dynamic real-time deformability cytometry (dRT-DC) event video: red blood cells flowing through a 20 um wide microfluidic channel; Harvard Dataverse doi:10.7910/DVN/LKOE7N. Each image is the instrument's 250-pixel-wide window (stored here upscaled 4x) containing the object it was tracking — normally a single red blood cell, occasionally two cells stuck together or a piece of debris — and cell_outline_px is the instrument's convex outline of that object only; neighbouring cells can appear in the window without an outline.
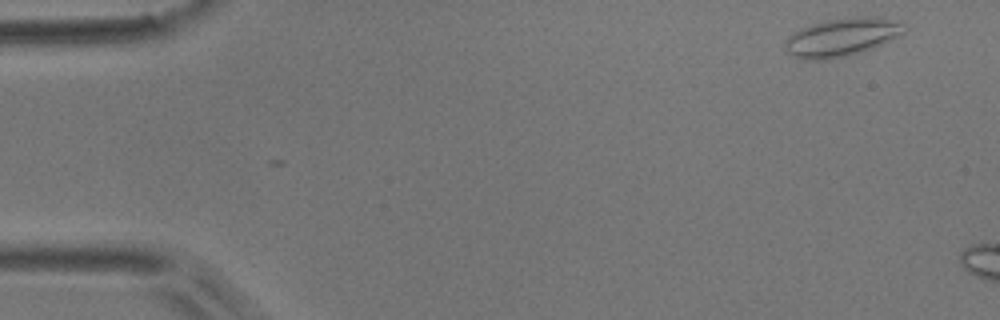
{"species": "common noctule bat (a hibernating species)", "species_latin": "Nyctalus noctula", "temperature_condition": "room temperature", "stored_images_in_passage": 2, "camera_frame_rate_fps": 3000, "um_per_image_px": 0.085, "animal": {"sex": "male", "body_mass_g": 17.9}, "frame": {"image": 1, "passage_image": 1, "time_ms": 0.0, "image_size_px": [1000, 320], "cell_outline_px": [[908, 28], [904, 32], [872, 48], [848, 56], [820, 60], [804, 60], [792, 56], [784, 48], [784, 44], [788, 36], [792, 32], [800, 28], [828, 20], [852, 16], [876, 16], [904, 24]], "centroid_in_image_um": [71.51, 3.16], "position_along_channel_um": 13.5, "area_um2": 26.41}}